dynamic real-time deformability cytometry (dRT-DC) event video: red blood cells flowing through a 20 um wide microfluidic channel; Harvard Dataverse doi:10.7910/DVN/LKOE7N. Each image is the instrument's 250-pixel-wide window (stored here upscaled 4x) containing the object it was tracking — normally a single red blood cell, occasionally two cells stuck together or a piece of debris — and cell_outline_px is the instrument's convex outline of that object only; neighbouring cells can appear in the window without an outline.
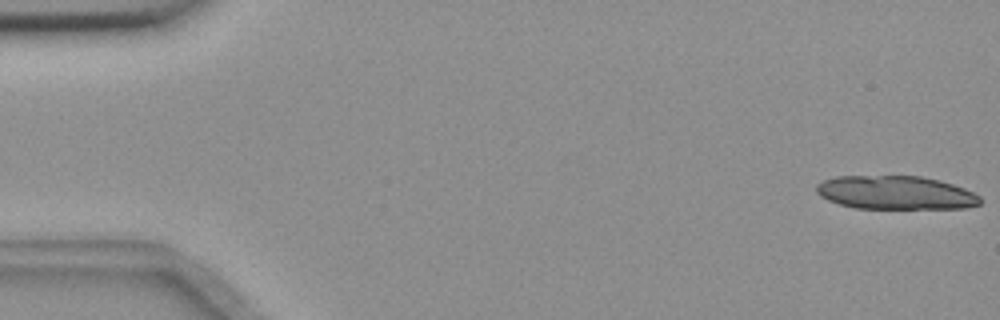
{"species": "common noctule bat (a hibernating species)", "species_latin": "Nyctalus noctula", "temperature_condition": "room temperature", "stored_images_in_passage": 16, "camera_frame_rate_fps": 3000, "um_per_image_px": 0.085, "animal": {"sex": "female", "body_mass_g": 18.4}, "frame": {"image": 1, "passage_image": 1, "time_ms": 0.0, "image_size_px": [1000, 320], "cell_outline_px": [[980, 204], [964, 208], [856, 208], [840, 204], [828, 200], [820, 196], [816, 192], [816, 184], [824, 180], [836, 176], [920, 176], [940, 180], [964, 188], [980, 196]], "centroid_in_image_um": [76.11, 16.37], "position_along_channel_um": 8.9, "area_um2": 31.91}}